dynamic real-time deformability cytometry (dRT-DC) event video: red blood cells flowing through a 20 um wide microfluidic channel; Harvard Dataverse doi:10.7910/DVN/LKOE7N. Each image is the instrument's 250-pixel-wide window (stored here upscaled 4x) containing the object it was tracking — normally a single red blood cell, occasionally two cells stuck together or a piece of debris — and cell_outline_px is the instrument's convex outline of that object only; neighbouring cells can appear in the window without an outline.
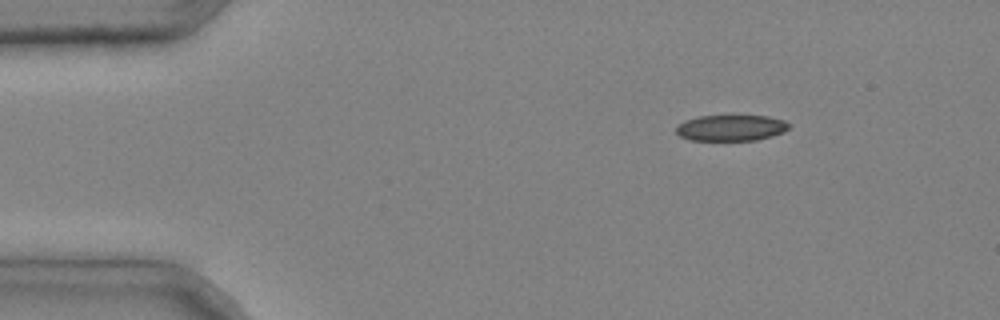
{"species": "common noctule bat (a hibernating species)", "species_latin": "Nyctalus noctula", "temperature_condition": "cold", "stored_images_in_passage": 3, "camera_frame_rate_fps": 3000, "um_per_image_px": 0.085, "animal": {"sex": "male", "body_mass_g": 20.4}, "frame": {"image": 1, "passage_image": 1, "time_ms": 0.0, "image_size_px": [1000, 320], "cell_outline_px": [[792, 124], [784, 132], [772, 136], [756, 140], [688, 140], [680, 136], [676, 132], [676, 124], [684, 120], [696, 116], [768, 116], [784, 120]], "centroid_in_image_um": [62.12, 10.86], "position_along_channel_um": 22.9, "area_um2": 17.28}}
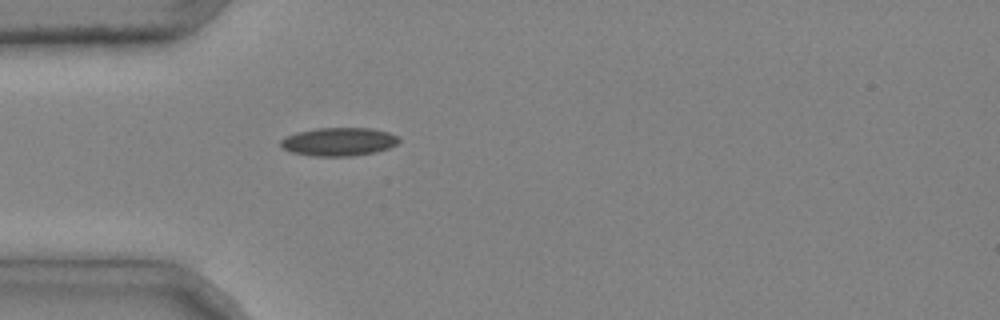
{"frame": {"image": 2, "passage_image": 3, "time_ms": 0.667, "image_size_px": [1000, 320], "cell_outline_px": [[400, 140], [396, 144], [388, 148], [376, 152], [352, 156], [312, 156], [292, 152], [284, 148], [280, 144], [280, 140], [296, 132], [316, 128], [372, 128], [388, 132], [400, 136]], "centroid_in_image_um": [28.83, 12.04], "position_along_channel_um": 56.2, "area_um2": 19.54}}